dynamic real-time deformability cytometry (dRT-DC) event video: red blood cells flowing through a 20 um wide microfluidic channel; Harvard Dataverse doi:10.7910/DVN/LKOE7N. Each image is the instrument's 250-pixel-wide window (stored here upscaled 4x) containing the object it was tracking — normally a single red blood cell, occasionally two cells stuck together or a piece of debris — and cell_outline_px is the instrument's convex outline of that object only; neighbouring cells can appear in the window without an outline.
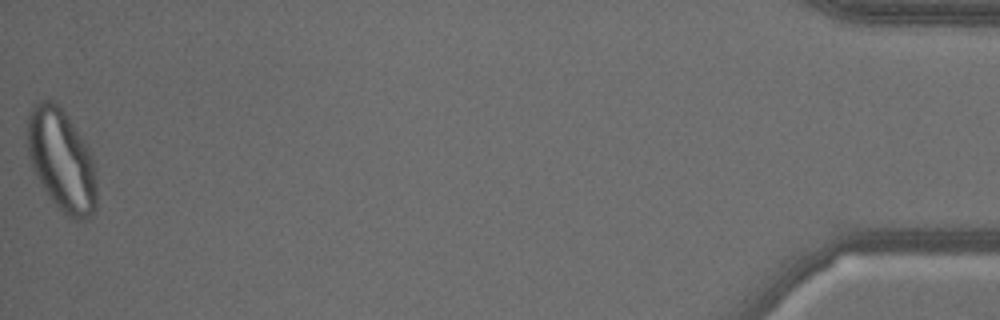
{"species": "common noctule bat (a hibernating species)", "species_latin": "Nyctalus noctula", "temperature_condition": "warm", "stored_images_in_passage": 52, "camera_frame_rate_fps": 3000, "um_per_image_px": 0.085, "animal": {"sex": "male", "body_mass_g": 18.8}, "frame": {"image": 1, "passage_image": 52, "time_ms": 17.0, "image_size_px": [1000, 320], "cell_outline_px": [[96, 208], [92, 216], [88, 220], [72, 220], [52, 200], [36, 176], [28, 160], [24, 144], [24, 132], [28, 112], [40, 100], [56, 100], [68, 116], [88, 148], [92, 156], [96, 184]], "centroid_in_image_um": [5.17, 13.58], "position_along_channel_um": 430.0, "area_um2": 42.02}}